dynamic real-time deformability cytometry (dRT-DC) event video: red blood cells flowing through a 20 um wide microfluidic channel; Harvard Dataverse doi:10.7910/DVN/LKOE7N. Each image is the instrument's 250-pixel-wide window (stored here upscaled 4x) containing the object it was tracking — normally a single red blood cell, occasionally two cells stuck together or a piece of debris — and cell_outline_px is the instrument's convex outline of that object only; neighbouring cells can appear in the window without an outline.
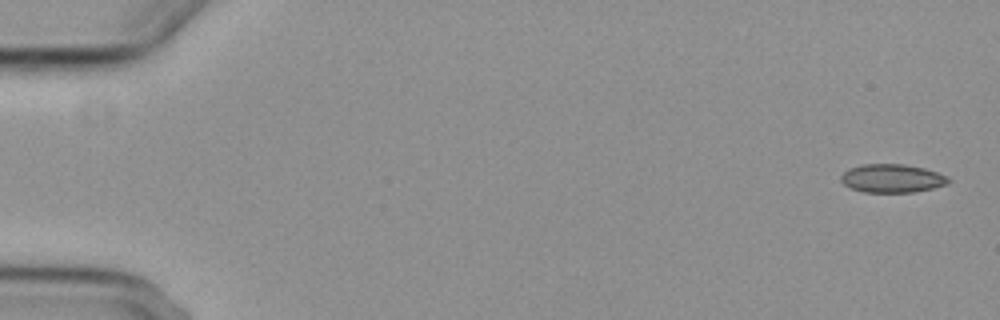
{"species": "common noctule bat (a hibernating species)", "species_latin": "Nyctalus noctula", "temperature_condition": "cold", "stored_images_in_passage": 5, "camera_frame_rate_fps": 3000, "um_per_image_px": 0.085, "animal": {"sex": "female", "body_mass_g": 29.2, "forearm_length_mm": 56.3}, "frame": {"image": 1, "passage_image": 1, "time_ms": 0.0, "image_size_px": [1000, 320], "cell_outline_px": [[952, 180], [948, 184], [932, 188], [912, 192], [864, 192], [852, 188], [844, 184], [840, 180], [840, 176], [848, 168], [864, 164], [904, 164], [924, 168], [948, 176]], "centroid_in_image_um": [75.84, 15.15], "position_along_channel_um": 9.2, "area_um2": 17.8}}
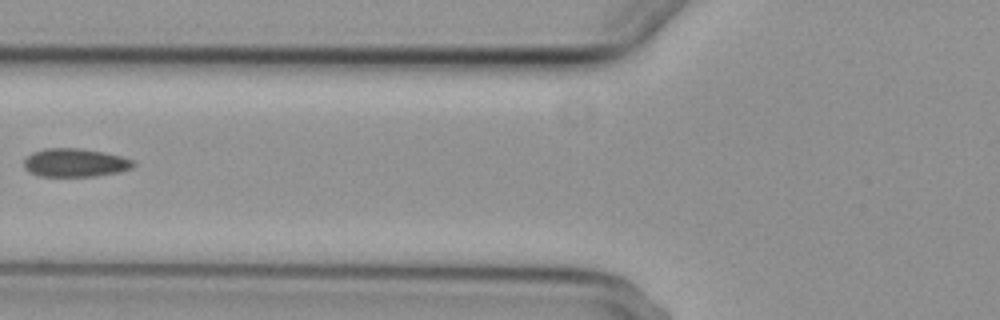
{"frame": {"image": 2, "passage_image": 4, "time_ms": 7.0, "image_size_px": [1000, 320], "cell_outline_px": [[136, 164], [132, 168], [116, 172], [96, 176], [36, 176], [28, 172], [24, 168], [24, 160], [32, 152], [44, 148], [80, 148], [104, 152], [120, 156], [132, 160]], "centroid_in_image_um": [6.34, 13.83], "position_along_channel_um": 119.5, "area_um2": 18.15}}
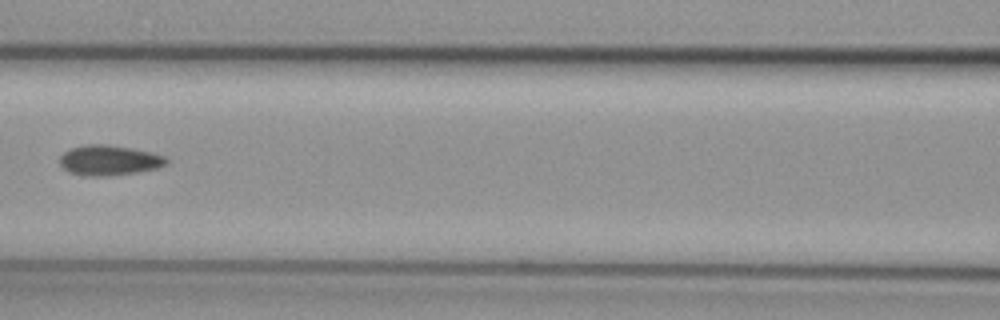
{"frame": {"image": 3, "passage_image": 5, "time_ms": 8.0, "image_size_px": [1000, 320], "cell_outline_px": [[168, 164], [156, 168], [136, 172], [104, 176], [84, 176], [68, 172], [60, 164], [60, 156], [64, 152], [72, 148], [84, 144], [108, 144], [132, 148], [152, 152], [164, 156], [168, 160]], "centroid_in_image_um": [9.27, 13.61], "position_along_channel_um": 157.3, "area_um2": 18.79}}